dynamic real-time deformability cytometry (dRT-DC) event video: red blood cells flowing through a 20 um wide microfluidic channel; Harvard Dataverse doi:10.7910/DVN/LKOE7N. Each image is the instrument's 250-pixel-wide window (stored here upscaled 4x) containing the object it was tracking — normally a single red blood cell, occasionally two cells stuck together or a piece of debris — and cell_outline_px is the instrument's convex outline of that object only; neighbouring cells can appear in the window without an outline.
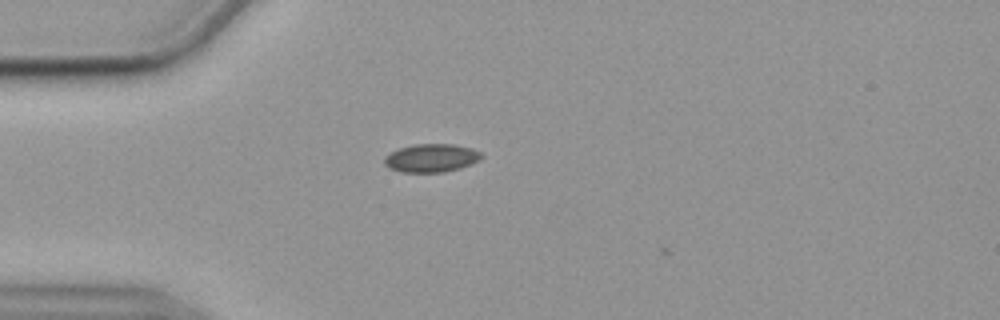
{"species": "common noctule bat (a hibernating species)", "species_latin": "Nyctalus noctula", "temperature_condition": "cold", "stored_images_in_passage": 4, "camera_frame_rate_fps": 3000, "um_per_image_px": 0.085, "animal": {"sex": "female", "body_mass_g": 19.9}, "frame": {"image": 1, "passage_image": 2, "time_ms": 0.333, "image_size_px": [1000, 320], "cell_outline_px": [[484, 156], [480, 160], [460, 168], [444, 172], [400, 172], [388, 168], [384, 164], [384, 156], [400, 148], [412, 144], [452, 144], [472, 148], [480, 152]], "centroid_in_image_um": [36.65, 13.43], "position_along_channel_um": 48.3, "area_um2": 16.07}}